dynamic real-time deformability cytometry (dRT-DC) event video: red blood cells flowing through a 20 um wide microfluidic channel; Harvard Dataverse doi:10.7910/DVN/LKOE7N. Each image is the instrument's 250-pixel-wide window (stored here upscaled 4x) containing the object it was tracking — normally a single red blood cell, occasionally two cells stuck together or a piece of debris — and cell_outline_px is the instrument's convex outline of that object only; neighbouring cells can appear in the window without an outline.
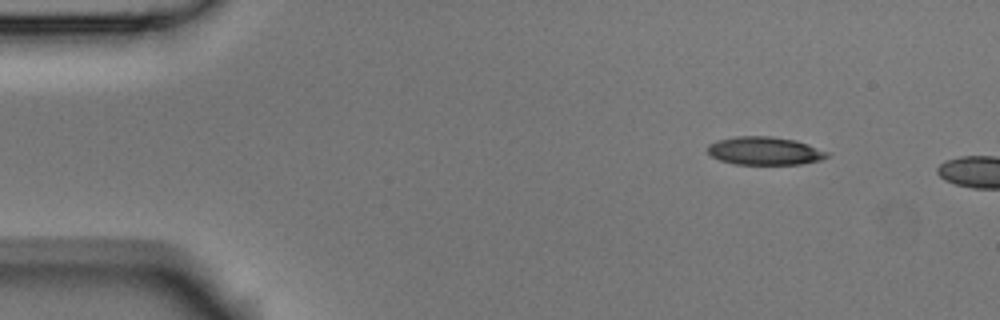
{"species": "Egyptian fruit bat (a non-hibernating species)", "species_latin": "Rousettus aegyptiacus", "temperature_condition": "room temperature", "stored_images_in_passage": 2, "camera_frame_rate_fps": 3000, "um_per_image_px": 0.085, "animal": {"sex": "male"}, "frame": {"image": 1, "passage_image": 1, "time_ms": 0.0, "image_size_px": [1000, 320], "cell_outline_px": [[828, 156], [820, 160], [800, 164], [736, 164], [720, 160], [712, 156], [708, 152], [708, 144], [716, 140], [736, 136], [772, 136], [796, 140], [808, 144], [828, 152]], "centroid_in_image_um": [64.98, 12.81], "position_along_channel_um": 20.0, "area_um2": 19.54}}